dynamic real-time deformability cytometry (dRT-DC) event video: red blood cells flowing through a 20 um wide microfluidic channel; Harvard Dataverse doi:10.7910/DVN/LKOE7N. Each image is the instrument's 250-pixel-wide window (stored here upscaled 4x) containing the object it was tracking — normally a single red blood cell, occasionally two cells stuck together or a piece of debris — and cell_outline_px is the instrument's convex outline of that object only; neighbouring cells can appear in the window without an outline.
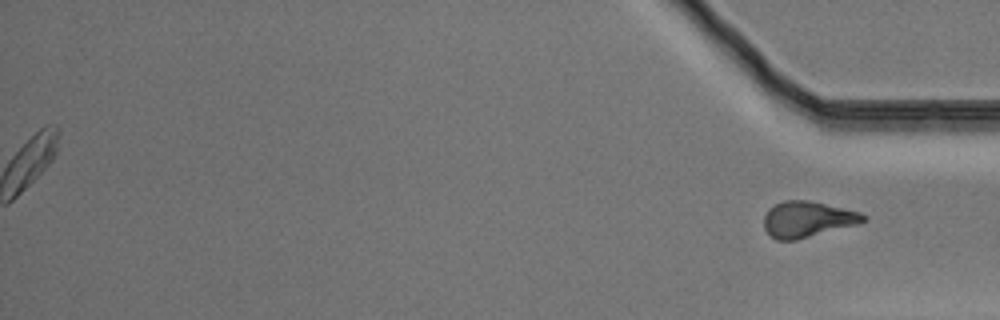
{"species": "Egyptian fruit bat (a non-hibernating species)", "species_latin": "Rousettus aegyptiacus", "temperature_condition": "warm", "stored_images_in_passage": 38, "segment_of_instrument_passage": [2, 2], "camera_frame_rate_fps": 3000, "um_per_image_px": 0.085, "animal": {"sex": "male"}, "frame": {"image": 1, "passage_image": 38, "time_ms": 12.333, "image_size_px": [1000, 320], "cell_outline_px": [[868, 220], [856, 224], [796, 240], [776, 240], [764, 228], [764, 216], [768, 208], [784, 200], [808, 200], [860, 212], [868, 216]], "centroid_in_image_um": [68.62, 18.63], "position_along_channel_um": 366.6, "area_um2": 20.63}}